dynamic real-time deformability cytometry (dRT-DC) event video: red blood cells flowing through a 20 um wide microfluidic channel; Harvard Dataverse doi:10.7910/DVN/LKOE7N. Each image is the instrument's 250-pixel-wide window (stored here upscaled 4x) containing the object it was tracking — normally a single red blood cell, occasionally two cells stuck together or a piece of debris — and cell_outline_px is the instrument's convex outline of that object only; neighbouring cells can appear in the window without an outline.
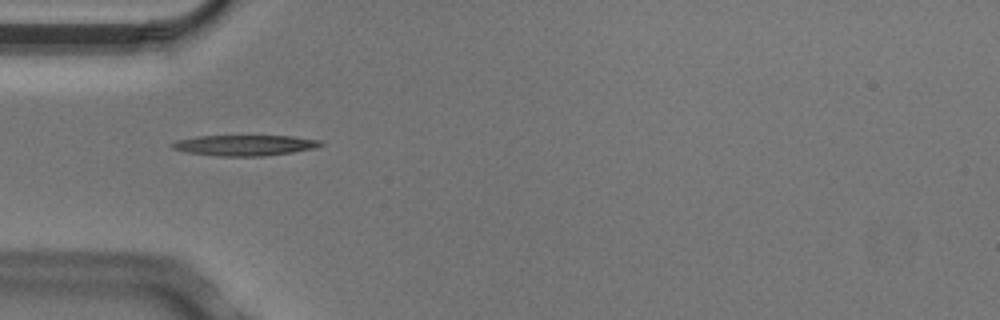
{"species": "Egyptian fruit bat (a non-hibernating species)", "species_latin": "Rousettus aegyptiacus", "temperature_condition": "cold", "stored_images_in_passage": 6, "camera_frame_rate_fps": 3000, "um_per_image_px": 0.085, "animal": {"sex": "male"}, "frame": {"image": 1, "passage_image": 4, "time_ms": 1.0, "image_size_px": [1000, 320], "cell_outline_px": [[324, 144], [316, 148], [292, 152], [264, 156], [220, 156], [184, 152], [172, 148], [172, 144], [176, 140], [196, 136], [292, 136], [324, 140]], "centroid_in_image_um": [20.84, 12.34], "position_along_channel_um": 64.2, "area_um2": 17.98}}